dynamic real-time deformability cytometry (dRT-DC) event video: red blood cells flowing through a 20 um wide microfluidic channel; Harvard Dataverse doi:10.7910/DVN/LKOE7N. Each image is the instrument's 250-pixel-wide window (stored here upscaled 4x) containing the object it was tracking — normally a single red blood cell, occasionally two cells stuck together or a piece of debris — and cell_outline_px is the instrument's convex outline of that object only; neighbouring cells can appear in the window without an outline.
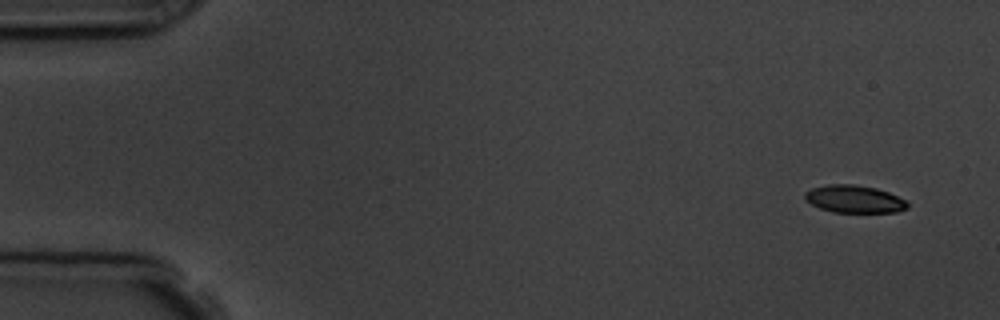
{"species": "common noctule bat (a hibernating species)", "species_latin": "Nyctalus noctula", "temperature_condition": "room temperature", "stored_images_in_passage": 7, "camera_frame_rate_fps": 3000, "um_per_image_px": 0.085, "animal": {"sex": "male", "body_mass_g": 19.5, "forearm_length_mm": 54.6}, "frame": {"image": 1, "passage_image": 1, "time_ms": 0.0, "image_size_px": [1000, 320], "cell_outline_px": [[908, 208], [896, 212], [832, 212], [820, 208], [804, 200], [804, 192], [812, 188], [828, 184], [856, 184], [876, 188], [888, 192], [904, 200], [908, 204]], "centroid_in_image_um": [72.58, 16.91], "position_along_channel_um": 12.4, "area_um2": 16.47}}
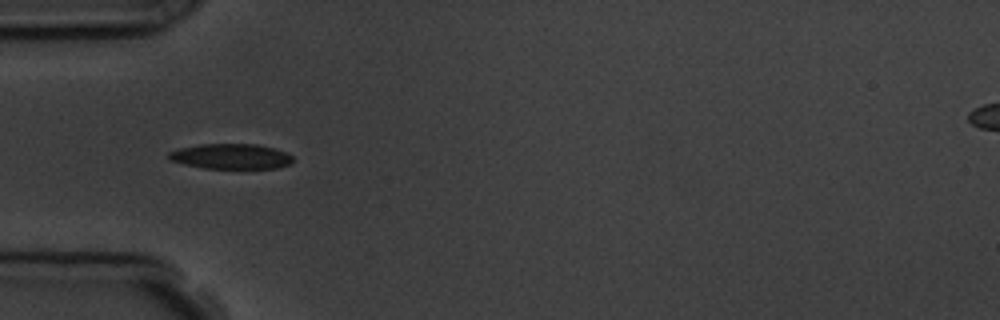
{"frame": {"image": 2, "passage_image": 5, "time_ms": 4.667, "image_size_px": [1000, 320], "cell_outline_px": [[292, 164], [276, 168], [204, 168], [184, 164], [168, 160], [168, 152], [180, 148], [200, 144], [256, 144], [276, 148], [292, 156]], "centroid_in_image_um": [19.62, 13.29], "position_along_channel_um": 65.4, "area_um2": 18.26}}